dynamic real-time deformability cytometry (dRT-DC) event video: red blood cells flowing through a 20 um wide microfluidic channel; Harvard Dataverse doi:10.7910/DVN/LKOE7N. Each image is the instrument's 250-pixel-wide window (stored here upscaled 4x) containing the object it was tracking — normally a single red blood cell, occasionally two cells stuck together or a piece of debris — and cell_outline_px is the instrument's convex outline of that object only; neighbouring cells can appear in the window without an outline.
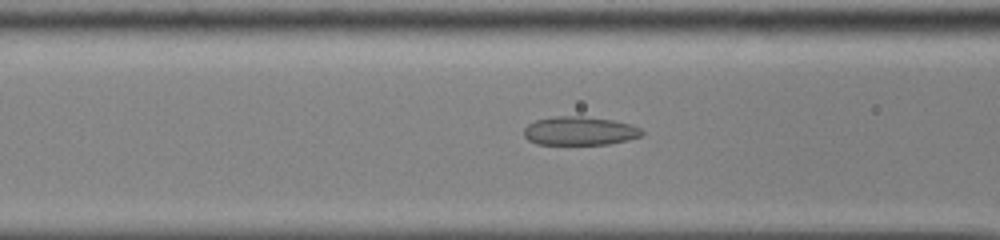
{"species": "common noctule bat (a hibernating species)", "species_latin": "Nyctalus noctula", "temperature_condition": "cold", "stored_images_in_passage": 55, "camera_frame_rate_fps": 3000, "um_per_image_px": 0.085, "animal": {"sex": "male", "body_mass_g": 13.0, "forearm_length_mm": 53.1}, "frame": {"image": 1, "passage_image": 24, "time_ms": 7.667, "image_size_px": [1000, 240], "cell_outline_px": [[644, 132], [640, 136], [628, 140], [608, 144], [536, 144], [528, 140], [524, 136], [524, 128], [528, 124], [536, 120], [552, 116], [584, 116], [612, 120], [632, 124], [640, 128]], "centroid_in_image_um": [49.26, 11.12], "position_along_channel_um": 117.3, "area_um2": 19.77}}
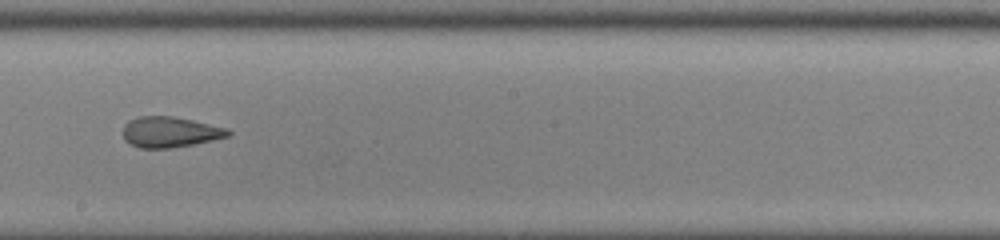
{"frame": {"image": 2, "passage_image": 33, "time_ms": 10.667, "image_size_px": [1000, 240], "cell_outline_px": [[232, 132], [228, 136], [212, 140], [172, 148], [140, 148], [124, 140], [124, 124], [128, 120], [140, 116], [172, 116], [192, 120], [228, 128]], "centroid_in_image_um": [14.44, 11.22], "position_along_channel_um": 233.8, "area_um2": 18.67}}
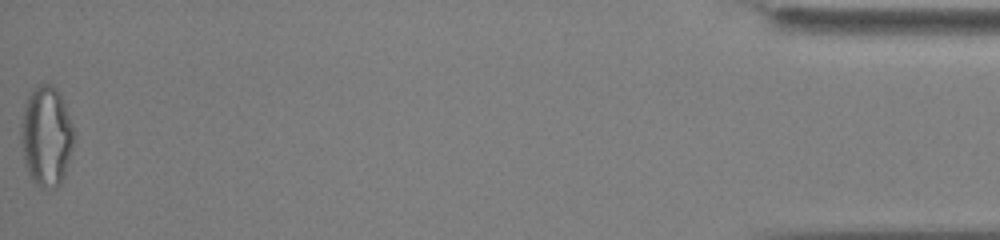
{"frame": {"image": 3, "passage_image": 55, "time_ms": 18.0, "image_size_px": [1000, 240], "cell_outline_px": [[76, 136], [64, 176], [60, 184], [44, 188], [40, 188], [32, 180], [28, 172], [24, 160], [20, 140], [20, 124], [24, 108], [28, 96], [32, 88], [36, 84], [52, 84], [56, 88], [64, 104], [76, 132]], "centroid_in_image_um": [3.94, 11.55], "position_along_channel_um": 431.3, "area_um2": 31.1}, "authors_computed_cell_mechanics": {"area_um2": 23.1778, "velocity_mm_per_s": 3.8868, "shape_relaxation_time_tau1_ms": null, "shape_relaxation_time_tau2_ms": 1.9222, "deformation_change_tau1": null, "deformation_change_tau2": 0.0961}}